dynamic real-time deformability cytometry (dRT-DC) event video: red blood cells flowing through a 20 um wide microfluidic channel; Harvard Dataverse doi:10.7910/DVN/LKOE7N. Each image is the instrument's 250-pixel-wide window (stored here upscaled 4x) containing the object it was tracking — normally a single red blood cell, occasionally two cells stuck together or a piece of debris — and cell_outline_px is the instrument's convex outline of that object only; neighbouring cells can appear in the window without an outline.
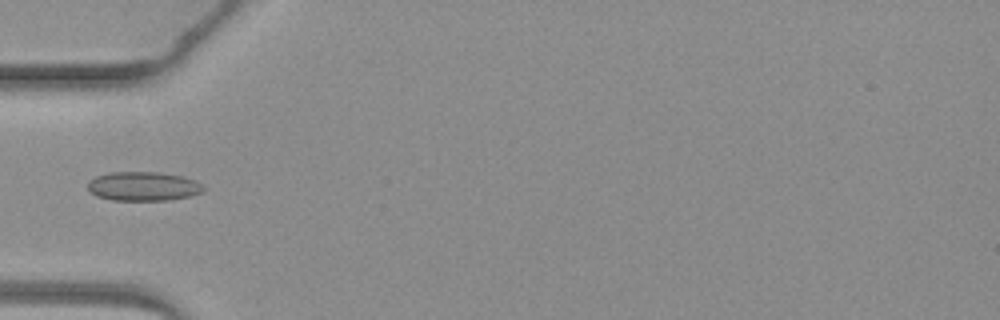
{"species": "common noctule bat (a hibernating species)", "species_latin": "Nyctalus noctula", "temperature_condition": "warm", "stored_images_in_passage": 2, "camera_frame_rate_fps": 3000, "um_per_image_px": 0.085, "animal": {"sex": "female", "body_mass_g": 19.3, "forearm_length_mm": 54.1}, "frame": {"image": 1, "passage_image": 2, "time_ms": 1.333, "image_size_px": [1000, 320], "cell_outline_px": [[204, 192], [192, 196], [168, 200], [112, 200], [96, 196], [88, 188], [88, 184], [96, 176], [108, 172], [160, 172], [184, 176], [196, 180], [204, 188]], "centroid_in_image_um": [12.22, 15.83], "position_along_channel_um": 72.8, "area_um2": 19.71}}